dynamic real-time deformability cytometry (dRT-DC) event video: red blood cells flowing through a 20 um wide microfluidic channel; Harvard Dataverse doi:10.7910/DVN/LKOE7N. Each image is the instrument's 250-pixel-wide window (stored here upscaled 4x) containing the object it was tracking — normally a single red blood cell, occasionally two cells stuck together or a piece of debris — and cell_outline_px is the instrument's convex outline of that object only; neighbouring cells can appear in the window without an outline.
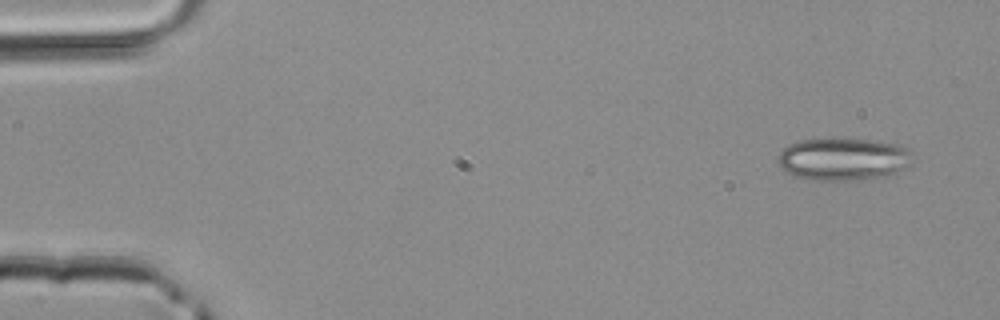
{"species": "common noctule bat (a hibernating species)", "species_latin": "Nyctalus noctula", "temperature_condition": "room temperature", "stored_images_in_passage": 5, "camera_frame_rate_fps": 3000, "um_per_image_px": 0.085, "animal": {"sex": "male", "body_mass_g": 20.4}, "frame": {"image": 1, "passage_image": 1, "time_ms": 0.0, "image_size_px": [1000, 320], "cell_outline_px": [[912, 164], [908, 168], [884, 176], [864, 180], [812, 180], [792, 176], [780, 168], [776, 160], [780, 152], [788, 144], [800, 140], [840, 136], [872, 140], [900, 144], [908, 148], [912, 152]], "centroid_in_image_um": [71.68, 13.5], "position_along_channel_um": 13.3, "area_um2": 34.68}}